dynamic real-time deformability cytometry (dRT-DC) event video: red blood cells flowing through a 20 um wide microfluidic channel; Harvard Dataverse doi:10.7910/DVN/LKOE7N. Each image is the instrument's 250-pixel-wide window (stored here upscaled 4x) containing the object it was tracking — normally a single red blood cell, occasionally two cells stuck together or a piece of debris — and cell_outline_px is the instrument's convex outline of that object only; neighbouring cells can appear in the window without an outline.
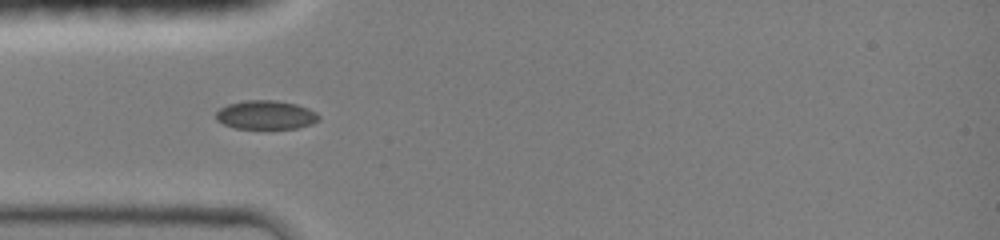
{"species": "common noctule bat (a hibernating species)", "species_latin": "Nyctalus noctula", "temperature_condition": "room temperature", "stored_images_in_passage": 27, "camera_frame_rate_fps": 3000, "um_per_image_px": 0.085, "animal": {"sex": "female", "body_mass_g": 19.0, "forearm_length_mm": 51.5}, "frame": {"image": 1, "passage_image": 1, "time_ms": 0.0, "image_size_px": [1000, 240], "cell_outline_px": [[320, 120], [296, 128], [236, 128], [224, 124], [216, 120], [216, 112], [220, 108], [228, 104], [244, 100], [276, 100], [296, 104], [308, 108], [316, 112], [320, 116]], "centroid_in_image_um": [22.59, 9.75], "position_along_channel_um": 62.4, "area_um2": 17.17}}
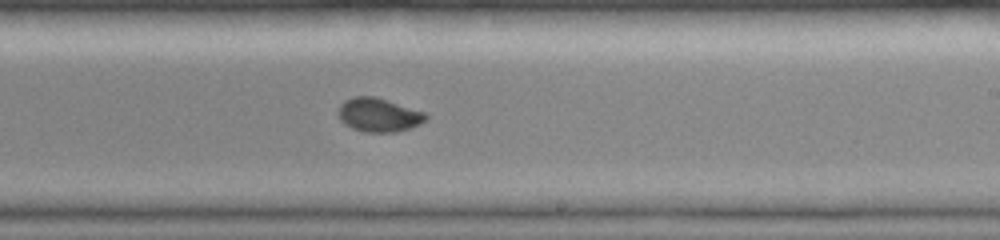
{"frame": {"image": 2, "passage_image": 15, "time_ms": 4.667, "image_size_px": [1000, 240], "cell_outline_px": [[428, 116], [420, 124], [396, 132], [364, 132], [352, 128], [344, 124], [340, 120], [336, 112], [340, 104], [344, 100], [352, 96], [376, 96], [424, 112]], "centroid_in_image_um": [32.12, 9.75], "position_along_channel_um": 256.9, "area_um2": 17.34}}
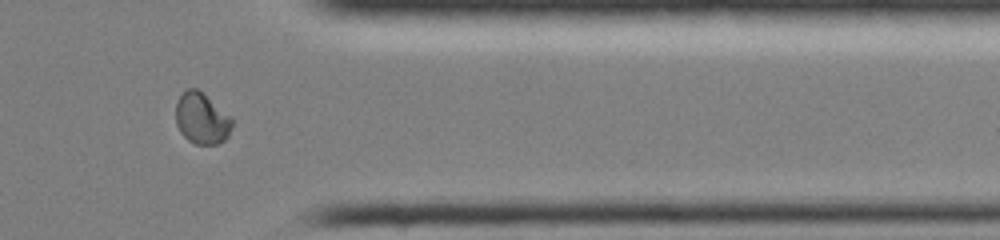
{"frame": {"image": 3, "passage_image": 25, "time_ms": 8.0, "image_size_px": [1000, 240], "cell_outline_px": [[232, 124], [228, 136], [224, 140], [216, 144], [196, 144], [188, 140], [180, 132], [176, 124], [176, 100], [188, 88], [196, 88], [204, 92], [232, 116]], "centroid_in_image_um": [17.15, 10.04], "position_along_channel_um": 394.2, "area_um2": 17.05}, "authors_computed_cell_mechanics": {"area_um2": 17.1666, "velocity_mm_per_s": 4.1728, "shape_relaxation_time_tau1_ms": 10.4314, "shape_relaxation_time_tau2_ms": null, "deformation_change_tau1": 0.2232, "deformation_change_tau2": null}}